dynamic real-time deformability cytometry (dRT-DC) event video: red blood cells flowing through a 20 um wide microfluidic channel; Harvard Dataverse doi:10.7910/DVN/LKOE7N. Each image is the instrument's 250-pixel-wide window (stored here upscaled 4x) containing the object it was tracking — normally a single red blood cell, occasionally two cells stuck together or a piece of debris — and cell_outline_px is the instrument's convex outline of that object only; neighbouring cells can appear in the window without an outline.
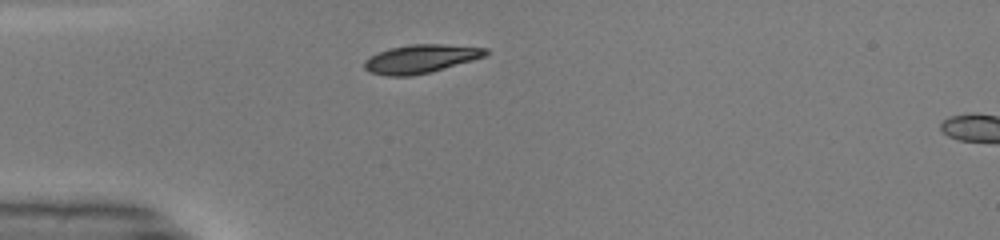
{"species": "common noctule bat (a hibernating species)", "species_latin": "Nyctalus noctula", "temperature_condition": "warm", "stored_images_in_passage": 15, "camera_frame_rate_fps": 3000, "um_per_image_px": 0.085, "animal": {"sex": "male", "body_mass_g": 19.0, "forearm_length_mm": 50.8}, "frame": {"image": 1, "passage_image": 1, "time_ms": 0.0, "image_size_px": [1000, 240], "cell_outline_px": [[480, 52], [476, 56], [436, 68], [420, 72], [388, 72], [388, 52], [404, 48], [456, 48]], "centroid_in_image_um": [36.16, 4.98], "position_along_channel_um": 48.8, "area_um2": 11.73}}
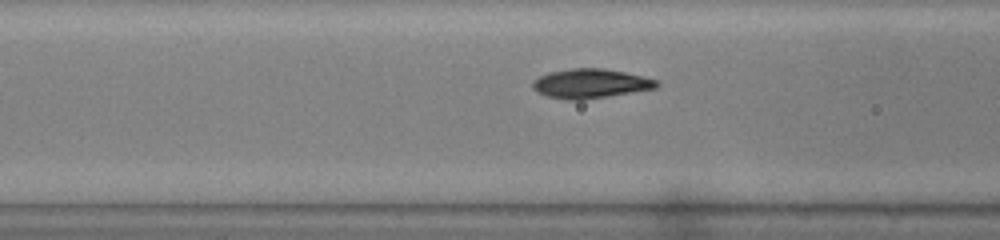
{"frame": {"image": 2, "passage_image": 7, "time_ms": 2.0, "image_size_px": [1000, 240], "cell_outline_px": [[652, 84], [612, 92], [576, 96], [568, 96], [568, 76], [572, 72], [608, 72], [648, 80]], "centroid_in_image_um": [51.09, 7.06], "position_along_channel_um": 115.5, "area_um2": 10.23}}